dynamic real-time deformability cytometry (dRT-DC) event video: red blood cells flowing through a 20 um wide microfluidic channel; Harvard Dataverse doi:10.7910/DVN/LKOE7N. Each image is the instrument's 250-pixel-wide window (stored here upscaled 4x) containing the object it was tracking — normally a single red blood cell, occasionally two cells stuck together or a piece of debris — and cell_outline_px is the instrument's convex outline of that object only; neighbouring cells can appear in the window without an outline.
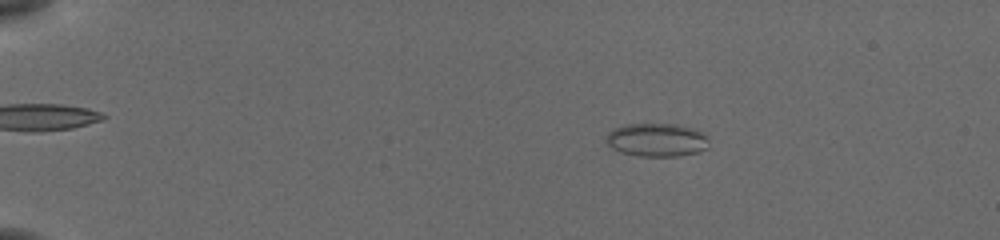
{"species": "common noctule bat (a hibernating species)", "species_latin": "Nyctalus noctula", "temperature_condition": "cold", "stored_images_in_passage": 55, "camera_frame_rate_fps": 3000, "um_per_image_px": 0.085, "animal": {"sex": "female", "body_mass_g": 19.5, "forearm_length_mm": 54.1}, "frame": {"image": 1, "passage_image": 11, "time_ms": 3.333, "image_size_px": [1000, 240], "cell_outline_px": [[708, 148], [696, 152], [676, 156], [640, 156], [620, 152], [612, 148], [604, 140], [604, 136], [608, 132], [624, 124], [676, 124], [696, 128], [708, 136]], "centroid_in_image_um": [55.82, 11.88], "position_along_channel_um": 29.2, "area_um2": 20.17}}
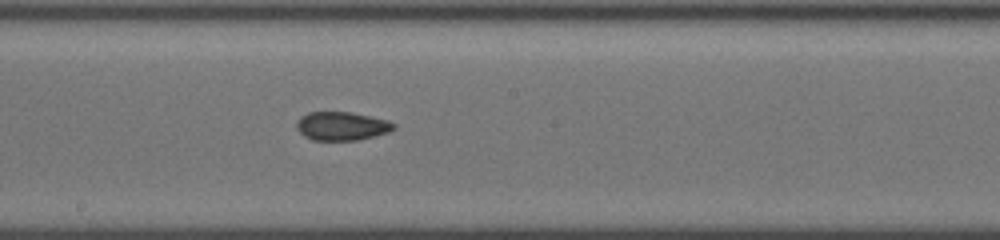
{"frame": {"image": 2, "passage_image": 33, "time_ms": 10.667, "image_size_px": [1000, 240], "cell_outline_px": [[396, 128], [388, 132], [356, 140], [312, 140], [304, 136], [296, 128], [296, 124], [300, 116], [308, 112], [348, 112], [388, 120], [396, 124]], "centroid_in_image_um": [29.02, 10.71], "position_along_channel_um": 219.2, "area_um2": 16.07}}
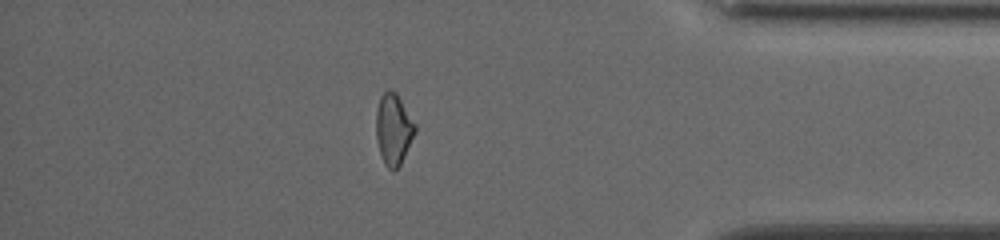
{"frame": {"image": 3, "passage_image": 49, "time_ms": 16.0, "image_size_px": [1000, 240], "cell_outline_px": [[416, 132], [400, 164], [392, 172], [384, 164], [380, 156], [376, 136], [376, 112], [380, 96], [388, 88], [396, 92], [416, 124]], "centroid_in_image_um": [33.44, 10.97], "position_along_channel_um": 401.8, "area_um2": 16.24}, "authors_computed_cell_mechanics": {"area_um2": 16.4152, "velocity_mm_per_s": 3.869, "shape_relaxation_time_tau1_ms": null, "shape_relaxation_time_tau2_ms": 1.6233, "deformation_change_tau1": null, "deformation_change_tau2": 0.0742}}